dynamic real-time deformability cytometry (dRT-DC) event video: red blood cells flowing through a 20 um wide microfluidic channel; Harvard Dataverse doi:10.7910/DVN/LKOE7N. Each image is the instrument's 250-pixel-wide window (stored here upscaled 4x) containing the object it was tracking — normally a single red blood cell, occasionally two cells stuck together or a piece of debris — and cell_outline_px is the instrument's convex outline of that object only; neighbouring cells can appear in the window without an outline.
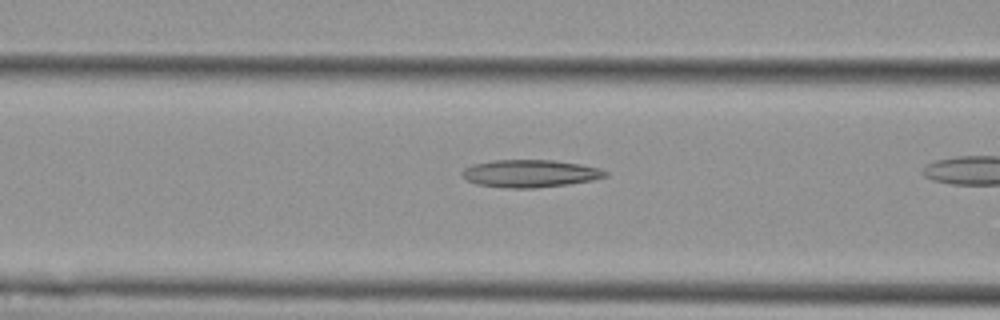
{"species": "Egyptian fruit bat (a non-hibernating species)", "species_latin": "Rousettus aegyptiacus", "temperature_condition": "cold", "stored_images_in_passage": 14, "camera_frame_rate_fps": 3000, "um_per_image_px": 0.085, "animal": {"sex": "female"}, "frame": {"image": 1, "passage_image": 12, "time_ms": 3.667, "image_size_px": [1000, 320], "cell_outline_px": [[608, 176], [592, 180], [568, 184], [536, 188], [504, 188], [476, 184], [460, 176], [460, 172], [464, 168], [472, 164], [492, 160], [556, 160], [580, 164], [600, 168], [608, 172]], "centroid_in_image_um": [45.03, 14.74], "position_along_channel_um": 121.6, "area_um2": 23.24}}